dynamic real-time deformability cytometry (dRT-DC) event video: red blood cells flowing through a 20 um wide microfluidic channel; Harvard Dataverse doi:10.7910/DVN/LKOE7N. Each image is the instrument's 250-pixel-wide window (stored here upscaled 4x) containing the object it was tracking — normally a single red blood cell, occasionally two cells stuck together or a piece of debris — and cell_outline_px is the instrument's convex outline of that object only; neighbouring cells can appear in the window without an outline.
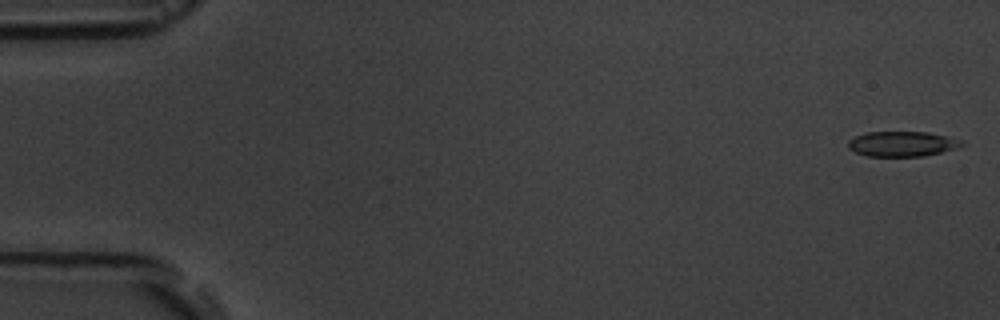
{"species": "common noctule bat (a hibernating species)", "species_latin": "Nyctalus noctula", "temperature_condition": "room temperature", "stored_images_in_passage": 7, "camera_frame_rate_fps": 3000, "um_per_image_px": 0.085, "animal": {"sex": "male", "body_mass_g": 19.5, "forearm_length_mm": 54.6}, "frame": {"image": 1, "passage_image": 1, "time_ms": 0.0, "image_size_px": [1000, 320], "cell_outline_px": [[964, 144], [940, 152], [924, 156], [868, 156], [856, 152], [848, 148], [848, 140], [856, 136], [868, 132], [928, 132], [964, 140]], "centroid_in_image_um": [76.66, 12.22], "position_along_channel_um": 8.3, "area_um2": 16.42}}
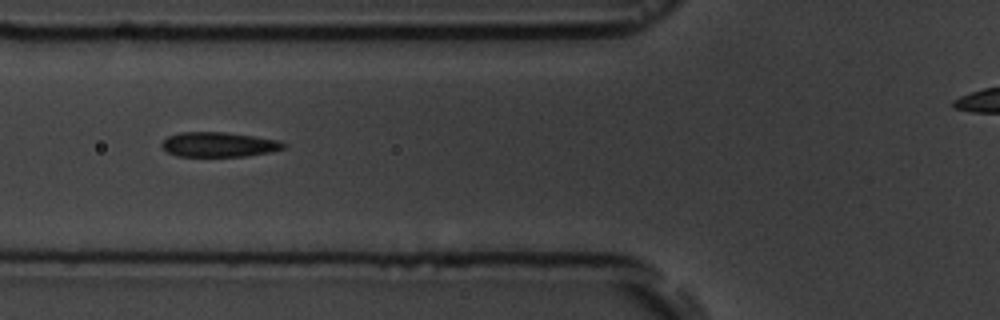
{"frame": {"image": 2, "passage_image": 6, "time_ms": 6.667, "image_size_px": [1000, 320], "cell_outline_px": [[288, 144], [284, 148], [272, 152], [244, 156], [176, 156], [168, 152], [160, 144], [168, 136], [180, 132], [224, 132], [280, 140]], "centroid_in_image_um": [18.62, 12.28], "position_along_channel_um": 107.2, "area_um2": 17.57}}
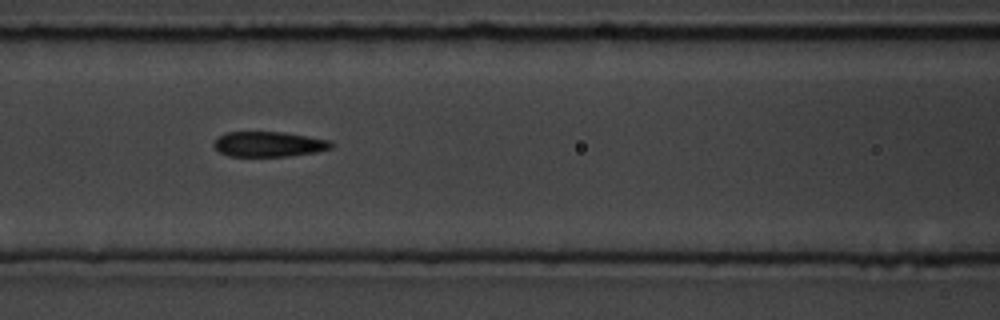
{"frame": {"image": 3, "passage_image": 7, "time_ms": 7.667, "image_size_px": [1000, 320], "cell_outline_px": [[332, 148], [316, 152], [288, 156], [228, 156], [220, 152], [212, 144], [216, 136], [224, 132], [284, 132], [332, 140]], "centroid_in_image_um": [22.83, 12.24], "position_along_channel_um": 143.8, "area_um2": 17.4}}